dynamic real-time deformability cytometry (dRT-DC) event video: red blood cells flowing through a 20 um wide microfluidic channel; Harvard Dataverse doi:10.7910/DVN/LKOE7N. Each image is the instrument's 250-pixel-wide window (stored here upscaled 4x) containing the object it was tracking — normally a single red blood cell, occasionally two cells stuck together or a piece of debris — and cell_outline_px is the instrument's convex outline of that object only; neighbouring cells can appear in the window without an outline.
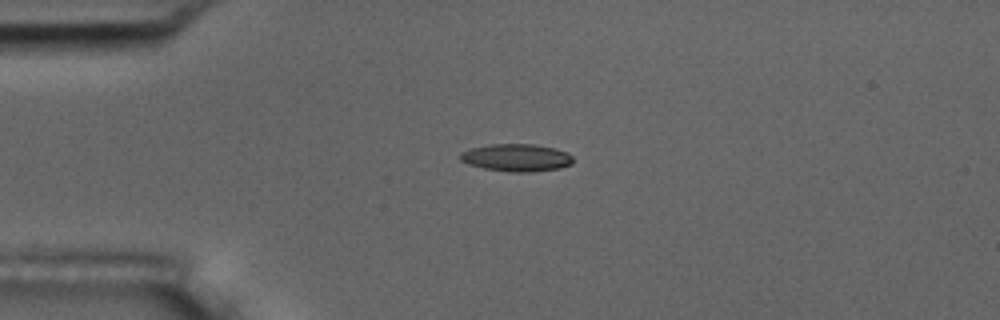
{"species": "common noctule bat (a hibernating species)", "species_latin": "Nyctalus noctula", "temperature_condition": "room temperature", "stored_images_in_passage": 14, "camera_frame_rate_fps": 3000, "um_per_image_px": 0.085, "animal": {"sex": "male", "body_mass_g": 17.5, "forearm_length_mm": 52.3}, "frame": {"image": 1, "passage_image": 3, "time_ms": 3.333, "image_size_px": [1000, 320], "cell_outline_px": [[572, 164], [560, 168], [532, 172], [508, 172], [484, 168], [468, 164], [460, 160], [460, 152], [472, 148], [488, 144], [536, 144], [556, 148], [568, 152], [572, 156]], "centroid_in_image_um": [43.92, 13.4], "position_along_channel_um": 41.1, "area_um2": 18.26}}
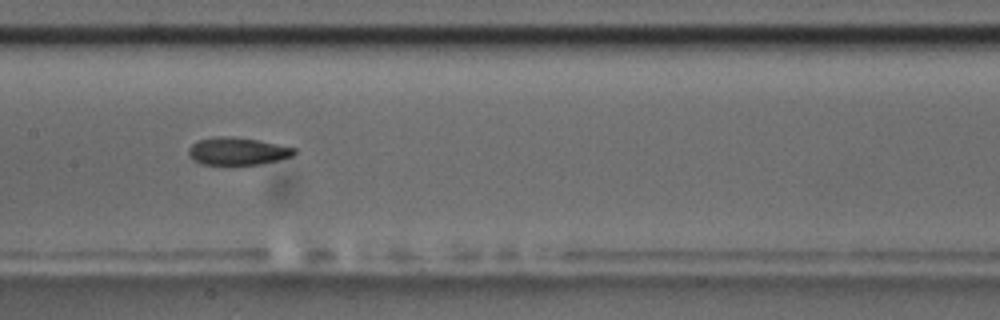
{"frame": {"image": 2, "passage_image": 7, "time_ms": 8.0, "image_size_px": [1000, 320], "cell_outline_px": [[296, 152], [292, 156], [260, 164], [200, 164], [192, 160], [188, 152], [188, 148], [196, 140], [216, 136], [232, 136], [256, 140], [296, 148]], "centroid_in_image_um": [20.13, 12.84], "position_along_channel_um": 187.3, "area_um2": 16.88}}
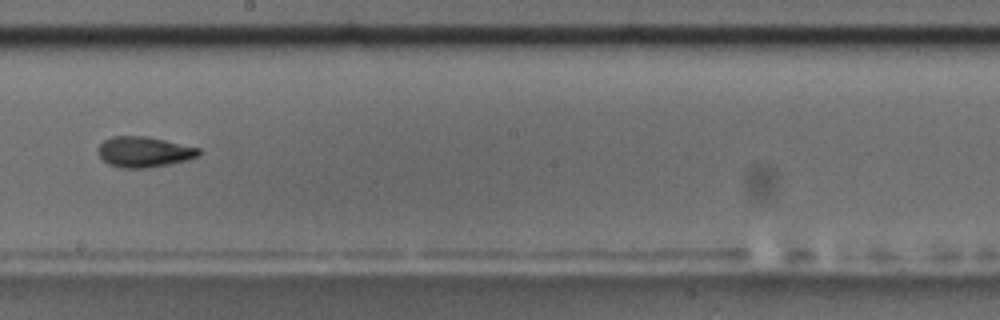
{"frame": {"image": 3, "passage_image": 8, "time_ms": 9.333, "image_size_px": [1000, 320], "cell_outline_px": [[200, 156], [188, 160], [148, 168], [120, 168], [108, 164], [96, 152], [96, 148], [104, 140], [112, 136], [148, 136], [200, 148]], "centroid_in_image_um": [12.23, 12.91], "position_along_channel_um": 236.0, "area_um2": 18.15}, "authors_computed_cell_mechanics": {"area_um2": 17.5712, "velocity_mm_per_s": 3.6831, "shape_relaxation_time_tau1_ms": 5.7394, "shape_relaxation_time_tau2_ms": 2.3048, "deformation_change_tau1": 0.1791, "deformation_change_tau2": 0.0914}}